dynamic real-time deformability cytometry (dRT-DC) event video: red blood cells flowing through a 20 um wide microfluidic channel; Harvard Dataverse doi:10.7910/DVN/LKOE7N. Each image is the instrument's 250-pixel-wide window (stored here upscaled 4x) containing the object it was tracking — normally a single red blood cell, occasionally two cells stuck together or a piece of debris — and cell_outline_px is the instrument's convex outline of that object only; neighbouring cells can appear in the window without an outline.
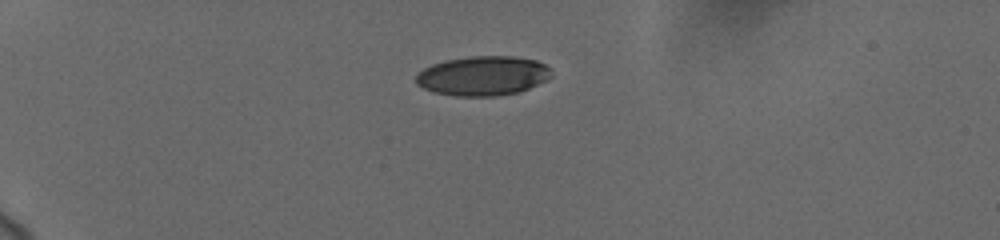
{"species": "human", "species_latin": "Homo sapiens", "temperature_condition": "cold", "stored_images_in_passage": 11, "camera_frame_rate_fps": 3000, "um_per_image_px": 0.085, "donor": {"sex": "female"}, "frame": {"image": 1, "passage_image": 1, "time_ms": 0.0, "image_size_px": [1000, 240], "cell_outline_px": [[552, 76], [520, 92], [496, 96], [456, 96], [432, 92], [416, 84], [416, 72], [432, 64], [444, 60], [472, 56], [512, 56], [536, 60], [544, 64], [548, 68]], "centroid_in_image_um": [40.99, 6.44], "position_along_channel_um": 44.0, "area_um2": 31.15}}
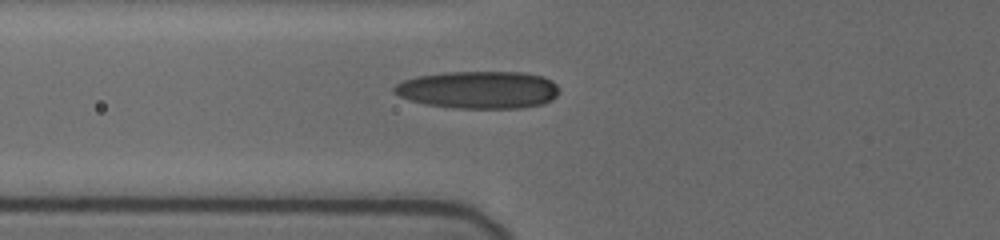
{"frame": {"image": 2, "passage_image": 7, "time_ms": 2.667, "image_size_px": [1000, 240], "cell_outline_px": [[560, 88], [556, 96], [552, 100], [544, 104], [520, 108], [452, 108], [424, 104], [400, 96], [392, 92], [392, 88], [396, 84], [404, 80], [416, 76], [444, 72], [524, 72], [540, 76], [552, 80]], "centroid_in_image_um": [40.68, 7.63], "position_along_channel_um": 85.1, "area_um2": 36.3}}
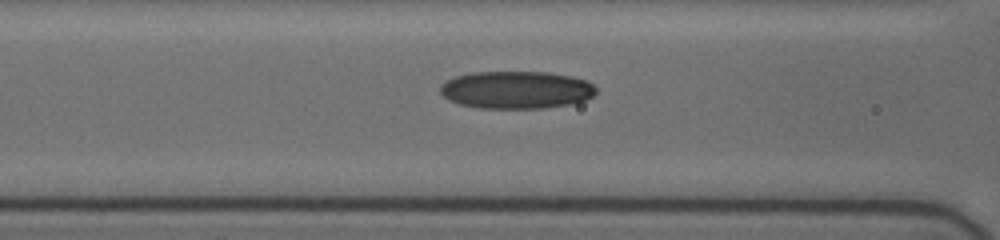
{"frame": {"image": 3, "passage_image": 10, "time_ms": 3.667, "image_size_px": [1000, 240], "cell_outline_px": [[596, 92], [592, 96], [584, 100], [572, 104], [544, 108], [480, 108], [460, 104], [448, 100], [440, 92], [440, 84], [456, 76], [472, 72], [548, 72], [572, 76], [584, 80], [592, 84], [596, 88]], "centroid_in_image_um": [43.88, 7.64], "position_along_channel_um": 122.7, "area_um2": 34.16}}